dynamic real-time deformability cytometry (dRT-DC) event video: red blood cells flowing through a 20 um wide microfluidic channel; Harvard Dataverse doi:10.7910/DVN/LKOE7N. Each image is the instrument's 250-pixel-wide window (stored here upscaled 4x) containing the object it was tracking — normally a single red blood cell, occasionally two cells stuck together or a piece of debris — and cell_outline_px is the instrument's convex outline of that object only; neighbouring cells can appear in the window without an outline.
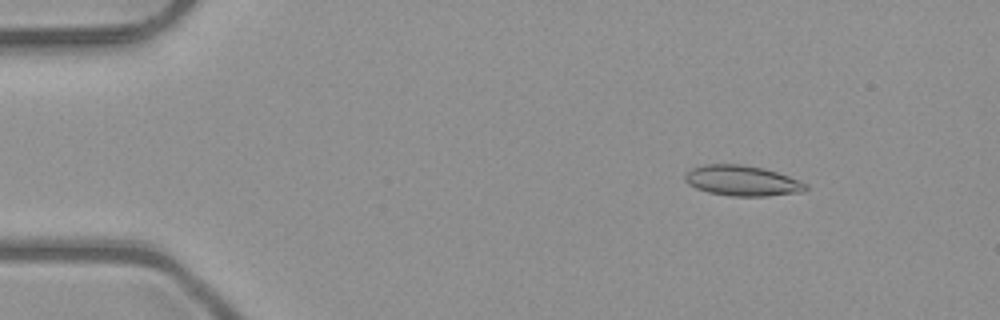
{"species": "common noctule bat (a hibernating species)", "species_latin": "Nyctalus noctula", "temperature_condition": "room temperature", "stored_images_in_passage": 51, "camera_frame_rate_fps": 3000, "um_per_image_px": 0.085, "animal": {"sex": "male", "body_mass_g": 23.1, "forearm_length_mm": 52.7}, "frame": {"image": 1, "passage_image": 7, "time_ms": 2.0, "image_size_px": [1000, 320], "cell_outline_px": [[808, 188], [804, 192], [768, 196], [732, 196], [708, 192], [696, 188], [688, 184], [684, 180], [684, 172], [692, 168], [704, 164], [740, 164], [764, 168], [800, 180], [808, 184]], "centroid_in_image_um": [63.08, 15.36], "position_along_channel_um": 21.9, "area_um2": 21.62}}
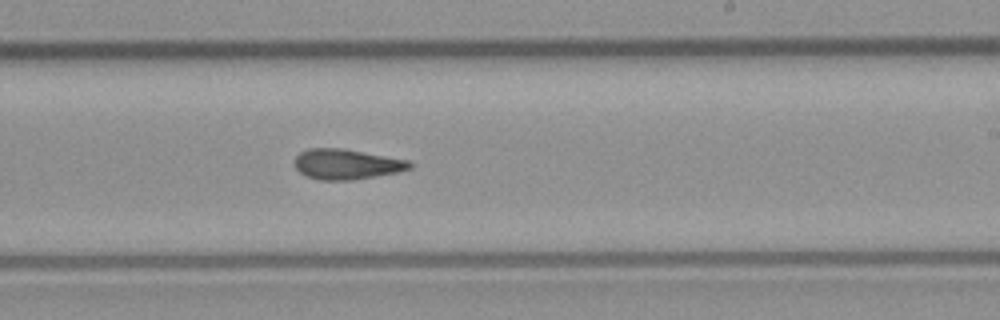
{"frame": {"image": 2, "passage_image": 31, "time_ms": 10.0, "image_size_px": [1000, 320], "cell_outline_px": [[412, 168], [400, 172], [352, 180], [320, 180], [308, 176], [300, 172], [292, 164], [296, 156], [300, 152], [308, 148], [344, 148], [408, 160], [412, 164]], "centroid_in_image_um": [29.45, 13.95], "position_along_channel_um": 259.5, "area_um2": 20.46}}
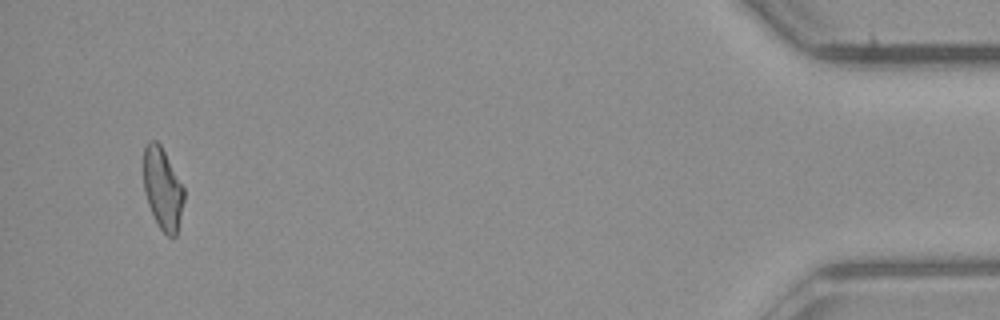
{"frame": {"image": 3, "passage_image": 49, "time_ms": 16.0, "image_size_px": [1000, 320], "cell_outline_px": [[184, 200], [176, 236], [168, 236], [160, 228], [148, 204], [144, 192], [144, 148], [148, 140], [156, 140], [160, 144], [184, 188]], "centroid_in_image_um": [13.82, 16.02], "position_along_channel_um": 421.4, "area_um2": 18.96}, "authors_computed_cell_mechanics": {"area_um2": 20.23, "velocity_mm_per_s": 4.0613, "shape_relaxation_time_tau1_ms": null, "shape_relaxation_time_tau2_ms": 4.6967, "deformation_change_tau1": null, "deformation_change_tau2": 0.1299}}